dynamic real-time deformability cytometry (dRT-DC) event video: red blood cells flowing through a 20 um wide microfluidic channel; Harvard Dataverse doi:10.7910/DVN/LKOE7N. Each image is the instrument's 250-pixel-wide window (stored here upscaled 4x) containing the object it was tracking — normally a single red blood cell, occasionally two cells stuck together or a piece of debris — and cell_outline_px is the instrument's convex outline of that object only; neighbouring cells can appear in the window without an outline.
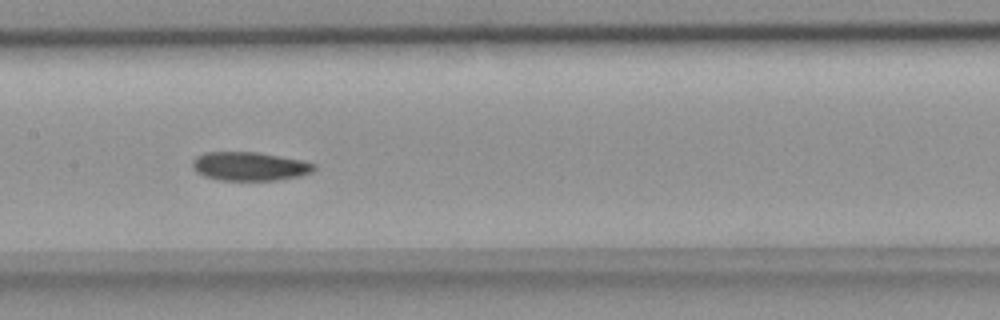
{"species": "common noctule bat (a hibernating species)", "species_latin": "Nyctalus noctula", "temperature_condition": "room temperature", "stored_images_in_passage": 10, "camera_frame_rate_fps": 3000, "um_per_image_px": 0.085, "animal": {"sex": "female", "body_mass_g": 18.4}, "frame": {"image": 1, "passage_image": 7, "time_ms": 2.0, "image_size_px": [1000, 320], "cell_outline_px": [[316, 168], [312, 172], [300, 176], [276, 180], [220, 180], [204, 176], [196, 172], [192, 168], [192, 160], [196, 156], [204, 152], [260, 152], [300, 160], [316, 164]], "centroid_in_image_um": [21.19, 14.13], "position_along_channel_um": 186.2, "area_um2": 20.46}}
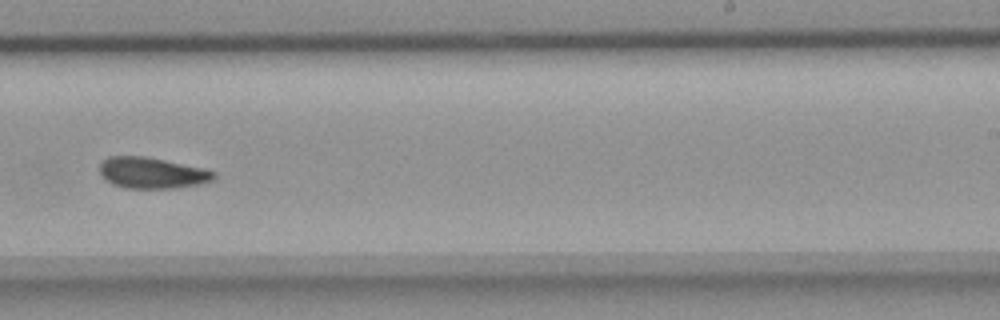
{"frame": {"image": 2, "passage_image": 9, "time_ms": 2.667, "image_size_px": [1000, 320], "cell_outline_px": [[216, 176], [212, 180], [200, 184], [176, 188], [124, 188], [112, 184], [100, 172], [100, 164], [108, 156], [144, 156], [204, 168], [216, 172]], "centroid_in_image_um": [12.94, 14.7], "position_along_channel_um": 276.1, "area_um2": 20.58}}
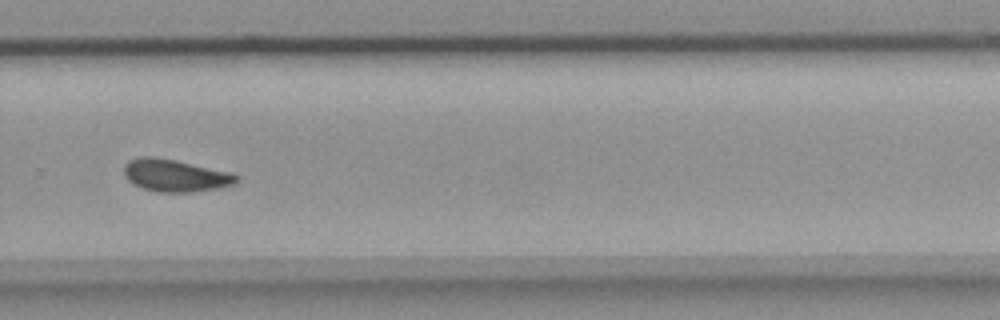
{"frame": {"image": 3, "passage_image": 10, "time_ms": 3.0, "image_size_px": [1000, 320], "cell_outline_px": [[236, 184], [216, 188], [192, 192], [160, 192], [144, 188], [128, 180], [124, 172], [124, 164], [128, 160], [140, 156], [152, 156], [176, 160], [228, 172], [236, 176]], "centroid_in_image_um": [14.85, 14.9], "position_along_channel_um": 315.0, "area_um2": 20.81}}